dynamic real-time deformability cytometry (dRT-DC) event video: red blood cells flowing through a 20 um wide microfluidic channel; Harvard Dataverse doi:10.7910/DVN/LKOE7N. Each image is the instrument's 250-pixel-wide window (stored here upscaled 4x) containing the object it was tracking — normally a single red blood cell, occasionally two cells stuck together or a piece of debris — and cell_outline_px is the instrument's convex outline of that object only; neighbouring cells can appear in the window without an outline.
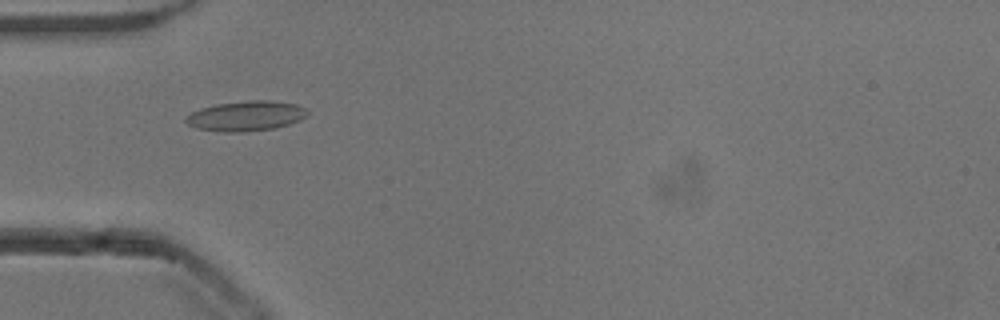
{"species": "common noctule bat (a hibernating species)", "species_latin": "Nyctalus noctula", "temperature_condition": "cold", "stored_images_in_passage": 35, "camera_frame_rate_fps": 3000, "um_per_image_px": 0.085, "animal": {"sex": "male", "body_mass_g": 13.3}, "frame": {"image": 1, "passage_image": 10, "time_ms": 3.0, "image_size_px": [1000, 320], "cell_outline_px": [[308, 112], [300, 120], [276, 128], [244, 132], [220, 132], [196, 128], [188, 124], [184, 120], [184, 116], [200, 108], [216, 104], [248, 100], [272, 100], [296, 104], [304, 108]], "centroid_in_image_um": [20.86, 9.86], "position_along_channel_um": 64.1, "area_um2": 21.39}}
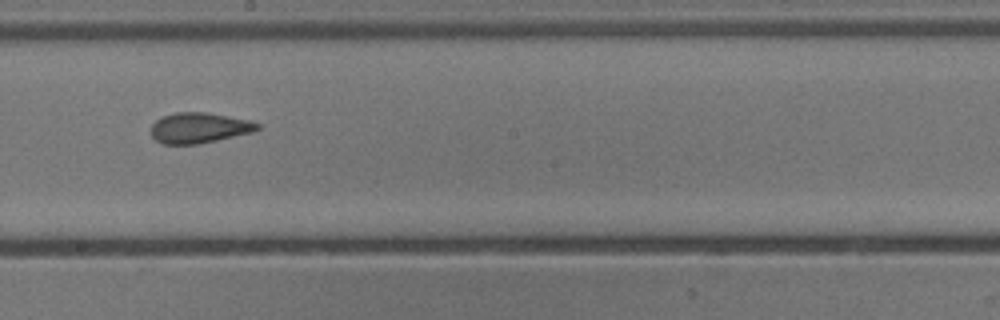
{"frame": {"image": 2, "passage_image": 23, "time_ms": 7.333, "image_size_px": [1000, 320], "cell_outline_px": [[260, 128], [252, 132], [200, 144], [160, 144], [152, 136], [152, 124], [156, 120], [164, 116], [176, 112], [208, 112], [252, 120], [260, 124]], "centroid_in_image_um": [16.95, 10.86], "position_along_channel_um": 231.2, "area_um2": 19.02}}
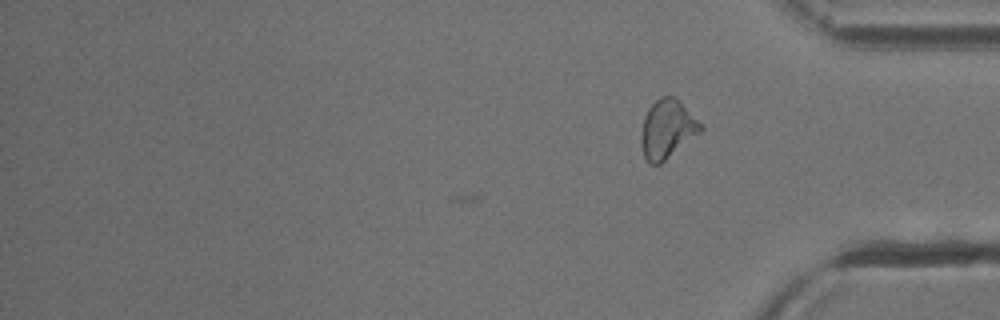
{"frame": {"image": 3, "passage_image": 35, "time_ms": 11.333, "image_size_px": [1000, 320], "cell_outline_px": [[704, 128], [700, 132], [660, 164], [648, 164], [644, 156], [640, 140], [640, 136], [644, 116], [648, 108], [660, 96], [672, 96], [680, 100], [704, 124]], "centroid_in_image_um": [56.72, 10.95], "position_along_channel_um": 378.5, "area_um2": 20.52}, "authors_computed_cell_mechanics": {"area_um2": 19.074, "velocity_mm_per_s": 3.8581, "shape_relaxation_time_tau1_ms": null, "shape_relaxation_time_tau2_ms": 1.3765, "deformation_change_tau1": null, "deformation_change_tau2": 0.0733}}